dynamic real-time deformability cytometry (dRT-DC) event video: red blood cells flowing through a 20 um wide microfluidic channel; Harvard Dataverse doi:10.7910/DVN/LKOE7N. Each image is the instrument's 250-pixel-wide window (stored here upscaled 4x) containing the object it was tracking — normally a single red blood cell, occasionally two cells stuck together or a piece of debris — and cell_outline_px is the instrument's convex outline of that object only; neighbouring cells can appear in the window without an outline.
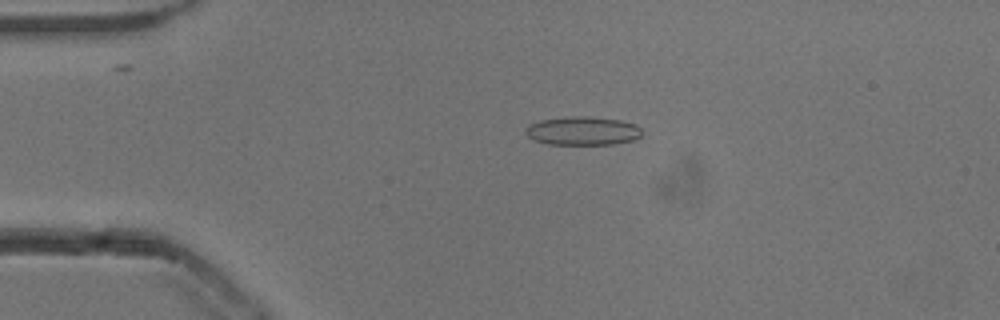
{"species": "common noctule bat (a hibernating species)", "species_latin": "Nyctalus noctula", "temperature_condition": "cold", "stored_images_in_passage": 50, "camera_frame_rate_fps": 3000, "um_per_image_px": 0.085, "animal": {"sex": "male", "body_mass_g": 13.3}, "frame": {"image": 1, "passage_image": 8, "time_ms": 2.333, "image_size_px": [1000, 320], "cell_outline_px": [[640, 136], [632, 140], [612, 144], [548, 144], [536, 140], [528, 136], [524, 132], [524, 128], [528, 124], [540, 120], [572, 116], [588, 116], [620, 120], [636, 124], [640, 128]], "centroid_in_image_um": [49.49, 11.11], "position_along_channel_um": 35.5, "area_um2": 19.31}}
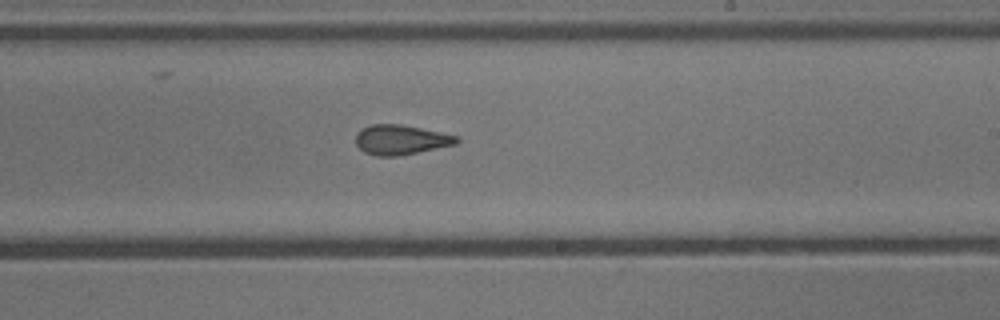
{"frame": {"image": 2, "passage_image": 28, "time_ms": 9.0, "image_size_px": [1000, 320], "cell_outline_px": [[460, 140], [456, 144], [396, 156], [376, 156], [364, 152], [356, 144], [356, 132], [372, 124], [400, 124], [460, 136]], "centroid_in_image_um": [34.07, 11.87], "position_along_channel_um": 254.9, "area_um2": 17.34}}
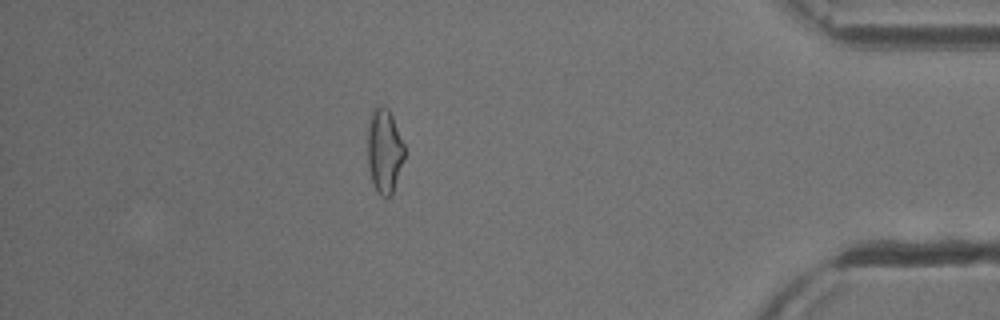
{"frame": {"image": 3, "passage_image": 43, "time_ms": 14.0, "image_size_px": [1000, 320], "cell_outline_px": [[404, 160], [392, 196], [388, 200], [380, 196], [372, 180], [368, 168], [368, 128], [372, 112], [380, 104], [384, 104], [388, 108], [392, 116], [404, 144]], "centroid_in_image_um": [32.69, 12.87], "position_along_channel_um": 402.5, "area_um2": 18.21}, "authors_computed_cell_mechanics": {"area_um2": 18.6116, "velocity_mm_per_s": 3.8516, "shape_relaxation_time_tau1_ms": null, "shape_relaxation_time_tau2_ms": 2.2707, "deformation_change_tau1": null, "deformation_change_tau2": 0.107}}